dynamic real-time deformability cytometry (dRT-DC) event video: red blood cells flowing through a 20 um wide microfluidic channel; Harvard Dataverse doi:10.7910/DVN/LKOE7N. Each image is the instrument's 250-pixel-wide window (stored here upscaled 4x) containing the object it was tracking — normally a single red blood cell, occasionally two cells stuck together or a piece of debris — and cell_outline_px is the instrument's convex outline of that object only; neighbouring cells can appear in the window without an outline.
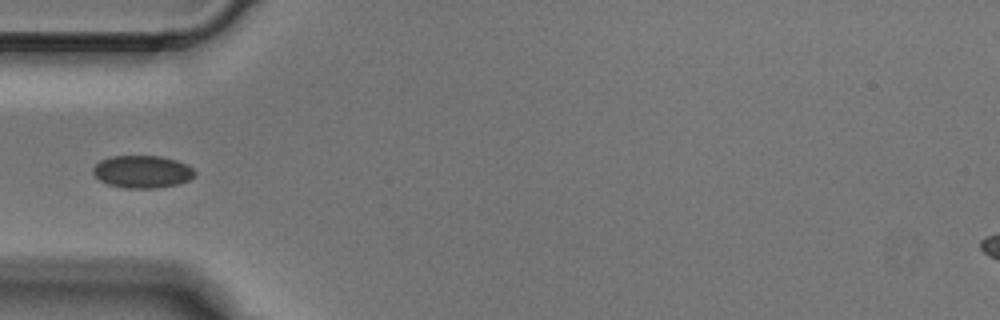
{"species": "Egyptian fruit bat (a non-hibernating species)", "species_latin": "Rousettus aegyptiacus", "temperature_condition": "cold", "stored_images_in_passage": 5, "camera_frame_rate_fps": 3000, "um_per_image_px": 0.085, "animal": {"sex": "male"}, "frame": {"image": 1, "passage_image": 4, "time_ms": 1.0, "image_size_px": [1000, 320], "cell_outline_px": [[196, 172], [188, 180], [176, 184], [156, 188], [124, 188], [108, 184], [100, 180], [92, 172], [92, 168], [100, 160], [112, 156], [160, 156], [176, 160], [188, 164]], "centroid_in_image_um": [12.08, 14.59], "position_along_channel_um": 72.9, "area_um2": 19.19}}
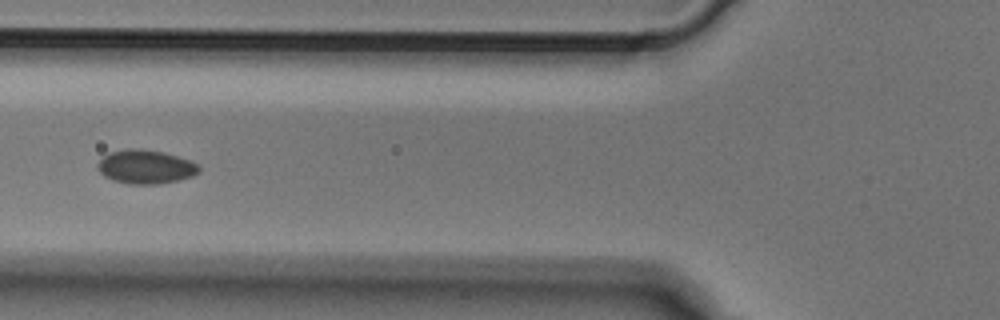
{"frame": {"image": 2, "passage_image": 5, "time_ms": 1.333, "image_size_px": [1000, 320], "cell_outline_px": [[200, 172], [192, 176], [180, 180], [156, 184], [128, 184], [112, 180], [104, 176], [96, 168], [96, 164], [108, 152], [124, 148], [140, 148], [164, 152], [200, 164]], "centroid_in_image_um": [12.36, 14.17], "position_along_channel_um": 113.4, "area_um2": 20.29}}